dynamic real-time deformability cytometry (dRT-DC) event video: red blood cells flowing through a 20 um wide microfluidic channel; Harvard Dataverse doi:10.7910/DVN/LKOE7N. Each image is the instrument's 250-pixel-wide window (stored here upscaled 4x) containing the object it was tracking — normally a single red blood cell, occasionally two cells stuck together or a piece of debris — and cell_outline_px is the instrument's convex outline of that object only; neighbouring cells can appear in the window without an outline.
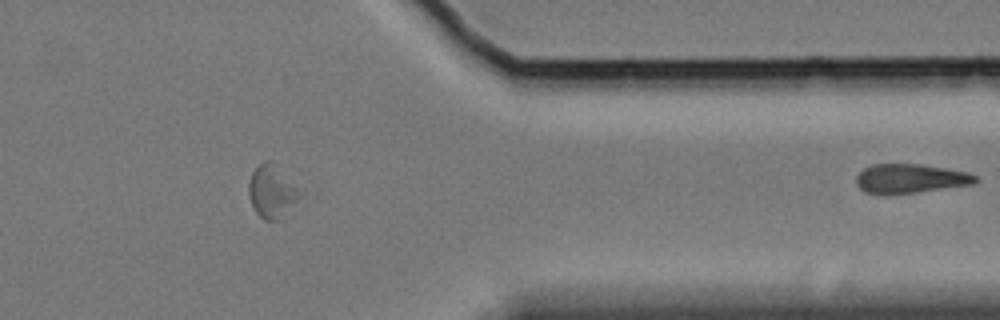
{"species": "Egyptian fruit bat (a non-hibernating species)", "species_latin": "Rousettus aegyptiacus", "temperature_condition": "cold", "stored_images_in_passage": 50, "segment_of_instrument_passage": [2, 2], "camera_frame_rate_fps": 3000, "um_per_image_px": 0.085, "animal": {"sex": "female"}, "frame": {"image": 1, "passage_image": 50, "time_ms": 16.333, "image_size_px": [1000, 320], "cell_outline_px": [[980, 180], [976, 184], [916, 192], [864, 192], [856, 184], [856, 176], [864, 168], [872, 164], [920, 164], [968, 172], [980, 176]], "centroid_in_image_um": [77.47, 15.15], "position_along_channel_um": 333.9, "area_um2": 20.0}}